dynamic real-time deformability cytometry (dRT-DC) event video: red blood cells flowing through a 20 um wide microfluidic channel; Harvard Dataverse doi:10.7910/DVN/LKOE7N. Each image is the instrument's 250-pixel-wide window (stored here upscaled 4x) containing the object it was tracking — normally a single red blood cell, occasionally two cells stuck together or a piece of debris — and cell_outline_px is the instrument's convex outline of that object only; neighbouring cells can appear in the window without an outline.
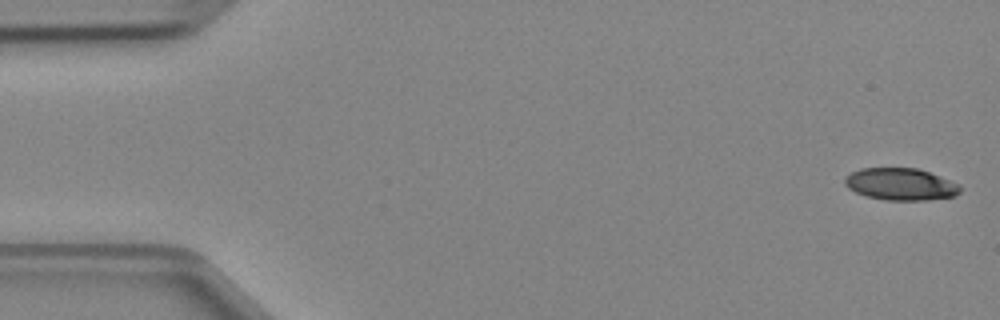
{"species": "Egyptian fruit bat (a non-hibernating species)", "species_latin": "Rousettus aegyptiacus", "temperature_condition": "cold", "stored_images_in_passage": 5, "camera_frame_rate_fps": 3000, "um_per_image_px": 0.085, "animal": {"sex": "female"}, "frame": {"image": 1, "passage_image": 1, "time_ms": 0.0, "image_size_px": [1000, 320], "cell_outline_px": [[960, 192], [956, 196], [928, 200], [884, 200], [868, 196], [856, 192], [848, 188], [844, 184], [844, 176], [860, 168], [916, 168], [928, 172], [960, 184]], "centroid_in_image_um": [76.54, 15.66], "position_along_channel_um": 8.5, "area_um2": 21.56}}
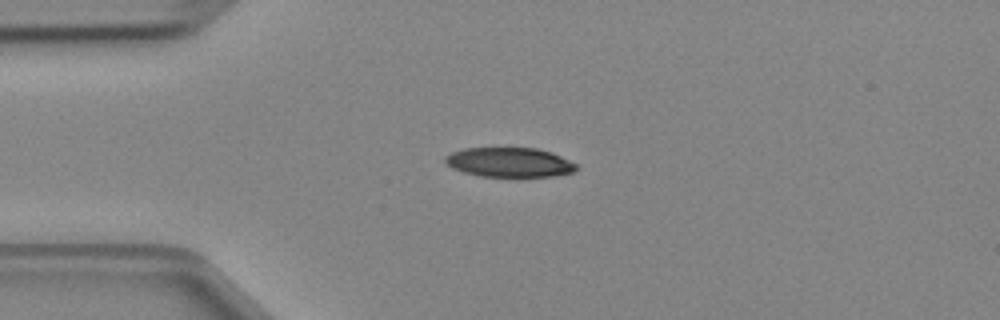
{"frame": {"image": 2, "passage_image": 4, "time_ms": 1.0, "image_size_px": [1000, 320], "cell_outline_px": [[576, 168], [572, 172], [552, 176], [480, 176], [464, 172], [452, 168], [444, 160], [444, 156], [452, 152], [464, 148], [536, 148], [552, 152], [576, 164]], "centroid_in_image_um": [43.27, 13.78], "position_along_channel_um": 41.7, "area_um2": 22.31}}
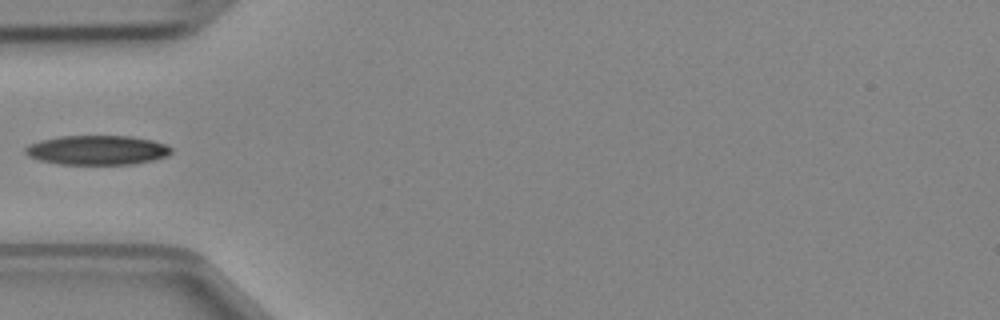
{"frame": {"image": 3, "passage_image": 5, "time_ms": 1.333, "image_size_px": [1000, 320], "cell_outline_px": [[172, 152], [168, 156], [152, 160], [132, 164], [60, 164], [40, 160], [28, 156], [24, 152], [24, 148], [28, 144], [40, 140], [60, 136], [132, 136], [152, 140], [164, 144], [172, 148]], "centroid_in_image_um": [8.24, 12.75], "position_along_channel_um": 76.8, "area_um2": 25.09}}